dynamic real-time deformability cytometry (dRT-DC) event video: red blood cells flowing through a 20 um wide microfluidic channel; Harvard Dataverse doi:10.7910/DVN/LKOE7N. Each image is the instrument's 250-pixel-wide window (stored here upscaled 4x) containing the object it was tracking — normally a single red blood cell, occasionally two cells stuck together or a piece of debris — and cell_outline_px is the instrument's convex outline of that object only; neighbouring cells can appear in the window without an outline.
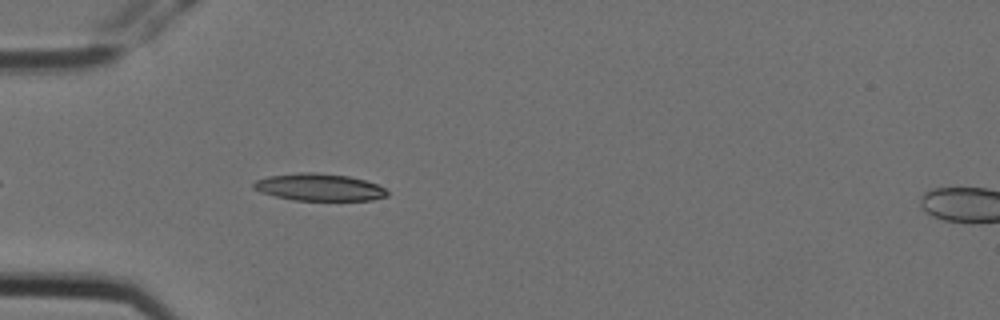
{"species": "Egyptian fruit bat (a non-hibernating species)", "species_latin": "Rousettus aegyptiacus", "temperature_condition": "cold", "stored_images_in_passage": 6, "camera_frame_rate_fps": 3000, "um_per_image_px": 0.085, "animal": {"sex": "female"}, "frame": {"image": 1, "passage_image": 5, "time_ms": 1.333, "image_size_px": [1000, 320], "cell_outline_px": [[388, 196], [372, 200], [292, 200], [260, 192], [252, 188], [252, 184], [256, 180], [268, 176], [300, 172], [312, 172], [348, 176], [364, 180], [376, 184], [384, 188], [388, 192]], "centroid_in_image_um": [27.1, 15.91], "position_along_channel_um": 57.9, "area_um2": 21.1}}